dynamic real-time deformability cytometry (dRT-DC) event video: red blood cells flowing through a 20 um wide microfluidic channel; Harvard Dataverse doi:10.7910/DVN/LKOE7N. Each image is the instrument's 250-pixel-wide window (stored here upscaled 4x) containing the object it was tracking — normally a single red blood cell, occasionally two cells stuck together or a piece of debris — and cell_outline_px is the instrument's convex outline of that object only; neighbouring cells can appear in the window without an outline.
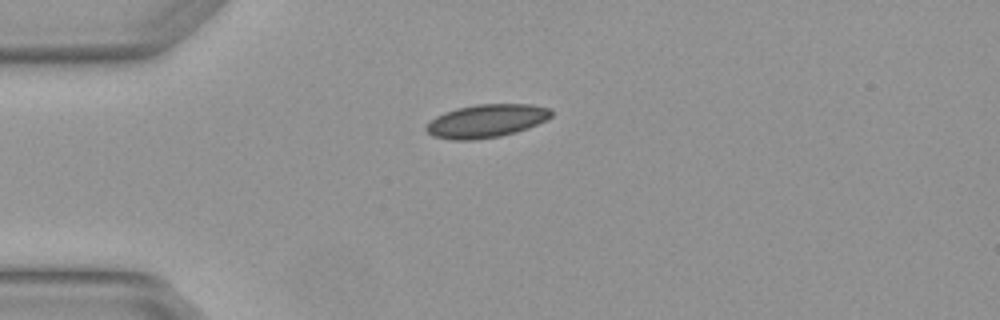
{"species": "Egyptian fruit bat (a non-hibernating species)", "species_latin": "Rousettus aegyptiacus", "temperature_condition": "warm", "stored_images_in_passage": 3, "camera_frame_rate_fps": 3000, "um_per_image_px": 0.085, "animal": {"sex": "female"}, "frame": {"image": 1, "passage_image": 1, "time_ms": 0.0, "image_size_px": [1000, 320], "cell_outline_px": [[552, 116], [528, 128], [516, 132], [500, 136], [472, 140], [452, 140], [432, 136], [424, 128], [436, 116], [444, 112], [456, 108], [476, 104], [532, 104], [552, 108]], "centroid_in_image_um": [41.34, 10.27], "position_along_channel_um": 43.7, "area_um2": 24.22}}
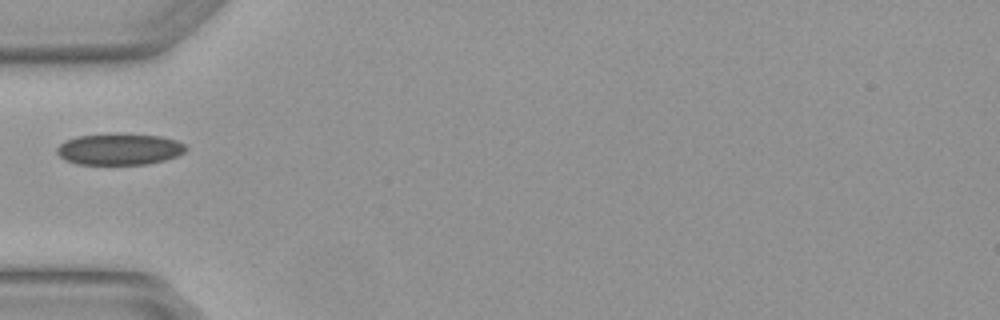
{"frame": {"image": 2, "passage_image": 2, "time_ms": 0.333, "image_size_px": [1000, 320], "cell_outline_px": [[188, 148], [184, 152], [176, 156], [164, 160], [148, 164], [76, 164], [64, 160], [56, 152], [56, 148], [64, 140], [76, 136], [120, 132], [160, 136], [176, 140], [184, 144]], "centroid_in_image_um": [10.12, 12.66], "position_along_channel_um": 74.9, "area_um2": 24.04}}
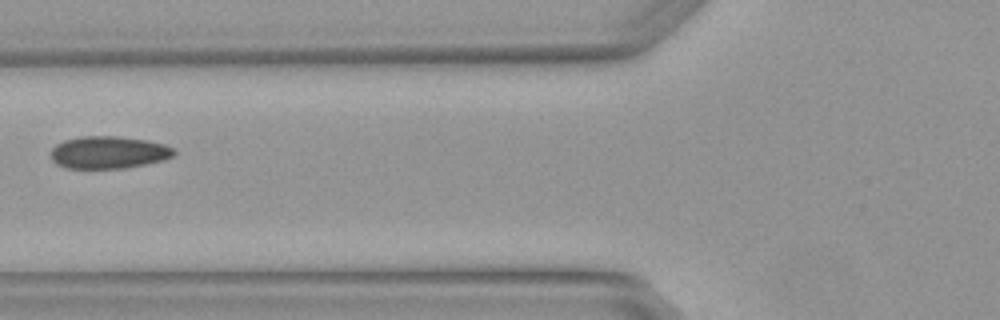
{"frame": {"image": 3, "passage_image": 3, "time_ms": 0.667, "image_size_px": [1000, 320], "cell_outline_px": [[176, 152], [172, 156], [164, 160], [124, 168], [64, 168], [56, 164], [52, 160], [52, 148], [56, 144], [64, 140], [80, 136], [120, 136], [148, 140], [164, 144], [172, 148]], "centroid_in_image_um": [9.22, 12.94], "position_along_channel_um": 116.6, "area_um2": 23.29}}